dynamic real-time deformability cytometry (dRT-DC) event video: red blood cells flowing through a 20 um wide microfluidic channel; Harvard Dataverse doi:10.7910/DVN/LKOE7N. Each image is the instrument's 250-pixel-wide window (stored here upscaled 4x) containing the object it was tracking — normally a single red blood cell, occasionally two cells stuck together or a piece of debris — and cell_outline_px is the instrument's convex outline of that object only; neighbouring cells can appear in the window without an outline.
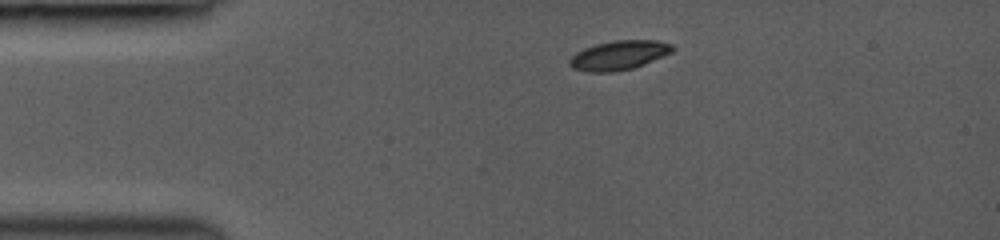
{"species": "common noctule bat (a hibernating species)", "species_latin": "Nyctalus noctula", "temperature_condition": "room temperature", "stored_images_in_passage": 2, "camera_frame_rate_fps": 3000, "um_per_image_px": 0.085, "animal": {"sex": "female", "body_mass_g": 19.0, "forearm_length_mm": 53.3}, "frame": {"image": 1, "passage_image": 2, "time_ms": 1.0, "image_size_px": [1000, 240], "cell_outline_px": [[676, 48], [672, 52], [664, 56], [644, 64], [632, 68], [612, 72], [588, 72], [572, 68], [568, 64], [568, 60], [576, 52], [584, 48], [596, 44], [616, 40], [660, 40], [672, 44]], "centroid_in_image_um": [52.62, 4.69], "position_along_channel_um": 32.4, "area_um2": 17.69}}